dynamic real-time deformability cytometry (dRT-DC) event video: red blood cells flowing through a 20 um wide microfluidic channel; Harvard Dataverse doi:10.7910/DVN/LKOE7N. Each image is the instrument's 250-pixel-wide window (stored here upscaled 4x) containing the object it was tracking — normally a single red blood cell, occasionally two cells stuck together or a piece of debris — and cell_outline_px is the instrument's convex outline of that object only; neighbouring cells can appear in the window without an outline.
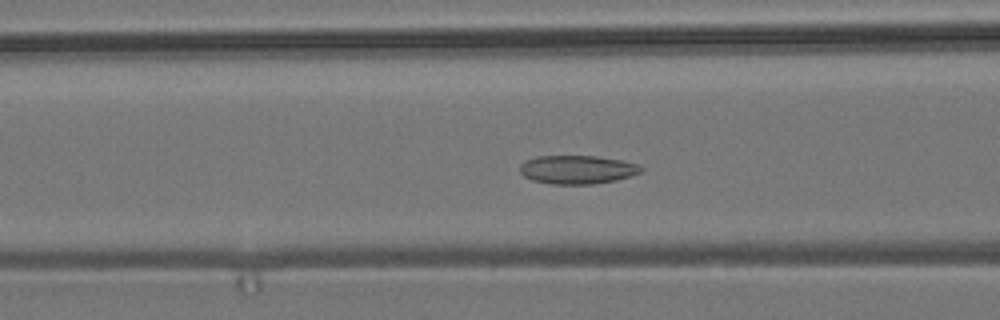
{"species": "common noctule bat (a hibernating species)", "species_latin": "Nyctalus noctula", "temperature_condition": "room temperature", "stored_images_in_passage": 56, "camera_frame_rate_fps": 3000, "um_per_image_px": 0.085, "animal": {"sex": "male", "body_mass_g": 19.2, "forearm_length_mm": 51.8}, "frame": {"image": 1, "passage_image": 22, "time_ms": 7.0, "image_size_px": [1000, 320], "cell_outline_px": [[644, 168], [640, 172], [616, 180], [592, 184], [552, 184], [532, 180], [524, 176], [520, 172], [520, 164], [524, 160], [536, 156], [596, 156], [620, 160], [640, 164]], "centroid_in_image_um": [49.04, 14.41], "position_along_channel_um": 117.6, "area_um2": 20.17}}
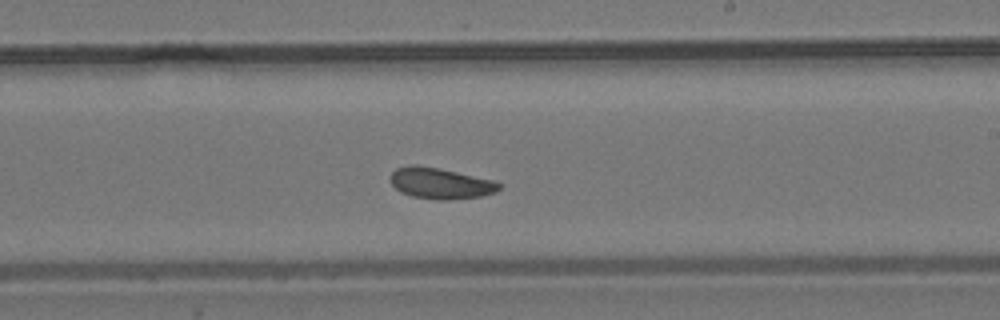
{"frame": {"image": 2, "passage_image": 33, "time_ms": 10.667, "image_size_px": [1000, 320], "cell_outline_px": [[500, 188], [496, 192], [480, 196], [448, 200], [440, 200], [412, 196], [400, 192], [392, 184], [392, 172], [396, 168], [408, 164], [416, 164], [440, 168], [492, 180], [500, 184]], "centroid_in_image_um": [37.41, 15.57], "position_along_channel_um": 251.6, "area_um2": 19.54}}
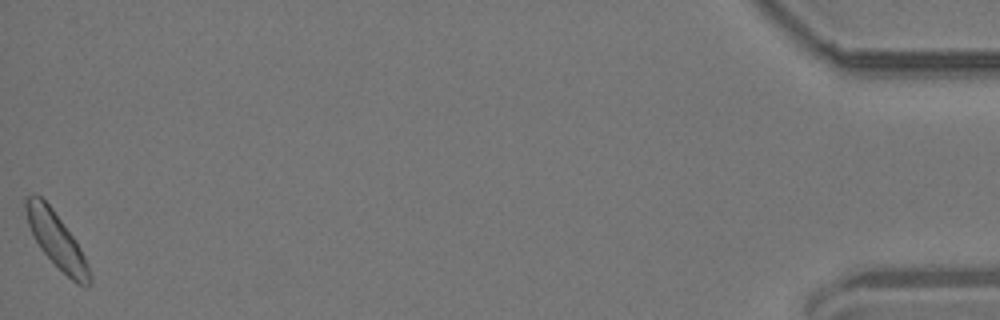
{"frame": {"image": 3, "passage_image": 56, "time_ms": 18.333, "image_size_px": [1000, 320], "cell_outline_px": [[92, 284], [76, 284], [40, 248], [28, 224], [24, 208], [24, 200], [28, 196], [40, 196], [52, 208], [72, 236], [80, 248], [88, 264], [92, 280]], "centroid_in_image_um": [4.8, 20.4], "position_along_channel_um": 430.4, "area_um2": 19.77}, "authors_computed_cell_mechanics": {"area_um2": 19.941, "velocity_mm_per_s": 3.6642, "shape_relaxation_time_tau1_ms": 2.5706, "shape_relaxation_time_tau2_ms": null, "deformation_change_tau1": 0.0585, "deformation_change_tau2": null}}